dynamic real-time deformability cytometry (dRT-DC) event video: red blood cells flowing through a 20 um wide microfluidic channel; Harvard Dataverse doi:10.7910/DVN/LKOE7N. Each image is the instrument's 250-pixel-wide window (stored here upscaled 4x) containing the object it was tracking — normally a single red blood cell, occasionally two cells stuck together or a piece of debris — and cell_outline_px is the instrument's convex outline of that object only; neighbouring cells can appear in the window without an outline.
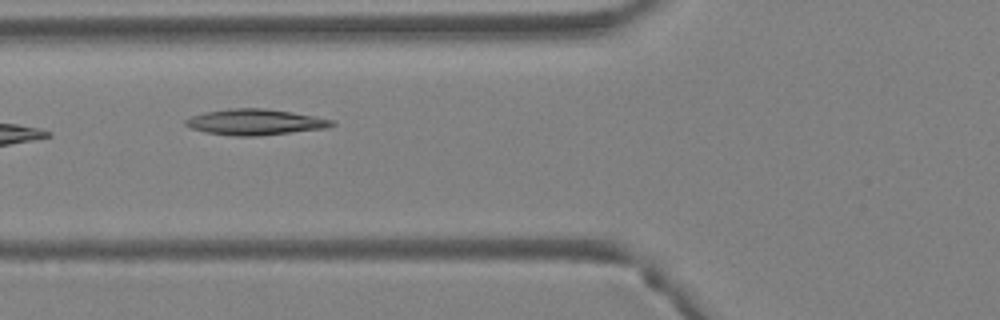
{"species": "Egyptian fruit bat (a non-hibernating species)", "species_latin": "Rousettus aegyptiacus", "temperature_condition": "warm", "stored_images_in_passage": 5, "camera_frame_rate_fps": 3000, "um_per_image_px": 0.085, "animal": {"sex": "female"}, "frame": {"image": 1, "passage_image": 5, "time_ms": 1.333, "image_size_px": [1000, 320], "cell_outline_px": [[336, 124], [328, 128], [256, 136], [232, 136], [204, 132], [192, 128], [184, 124], [184, 120], [192, 116], [208, 112], [228, 108], [264, 108], [292, 112], [316, 116], [336, 120]], "centroid_in_image_um": [21.73, 10.37], "position_along_channel_um": 104.1, "area_um2": 22.14}}